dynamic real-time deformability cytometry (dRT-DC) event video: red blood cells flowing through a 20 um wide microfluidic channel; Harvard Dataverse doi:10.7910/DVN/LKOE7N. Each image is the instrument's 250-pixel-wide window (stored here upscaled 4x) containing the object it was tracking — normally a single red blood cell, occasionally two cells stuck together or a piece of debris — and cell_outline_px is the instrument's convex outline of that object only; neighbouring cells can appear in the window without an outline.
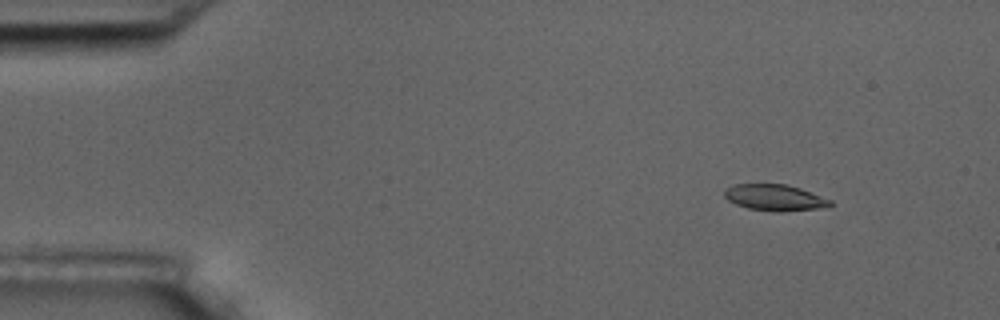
{"species": "common noctule bat (a hibernating species)", "species_latin": "Nyctalus noctula", "temperature_condition": "room temperature", "stored_images_in_passage": 3, "camera_frame_rate_fps": 3000, "um_per_image_px": 0.085, "animal": {"sex": "male", "body_mass_g": 17.5, "forearm_length_mm": 52.3}, "frame": {"image": 1, "passage_image": 2, "time_ms": 1.333, "image_size_px": [1000, 320], "cell_outline_px": [[832, 204], [816, 208], [780, 212], [776, 212], [748, 208], [736, 204], [728, 200], [724, 196], [724, 192], [732, 184], [784, 184], [800, 188], [832, 200]], "centroid_in_image_um": [65.82, 16.79], "position_along_channel_um": 19.2, "area_um2": 15.95}}